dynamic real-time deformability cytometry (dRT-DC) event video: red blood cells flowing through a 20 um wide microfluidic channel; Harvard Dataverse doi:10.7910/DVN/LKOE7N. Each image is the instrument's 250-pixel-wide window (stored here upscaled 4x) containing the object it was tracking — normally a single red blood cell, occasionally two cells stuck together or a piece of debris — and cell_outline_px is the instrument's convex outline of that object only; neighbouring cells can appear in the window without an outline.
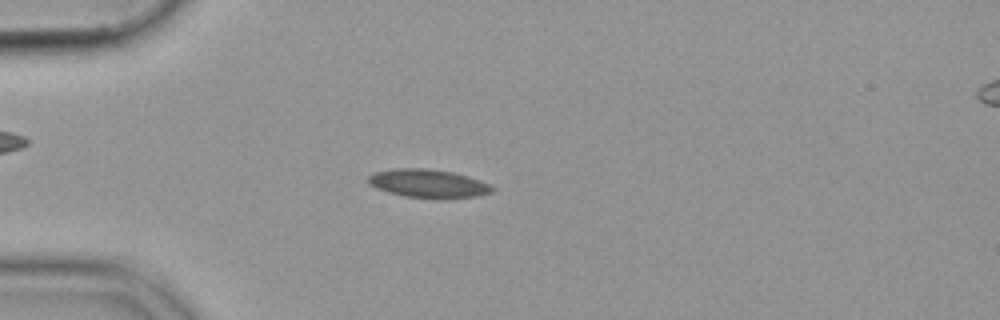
{"species": "common noctule bat (a hibernating species)", "species_latin": "Nyctalus noctula", "temperature_condition": "cold", "stored_images_in_passage": 55, "camera_frame_rate_fps": 3000, "um_per_image_px": 0.085, "animal": {"sex": "female", "body_mass_g": 19.9}, "frame": {"image": 1, "passage_image": 15, "time_ms": 4.667, "image_size_px": [1000, 320], "cell_outline_px": [[496, 188], [492, 192], [480, 196], [404, 196], [388, 192], [376, 188], [368, 184], [368, 176], [372, 172], [396, 168], [428, 168], [452, 172], [468, 176], [492, 184]], "centroid_in_image_um": [36.38, 15.55], "position_along_channel_um": 48.6, "area_um2": 20.06}}
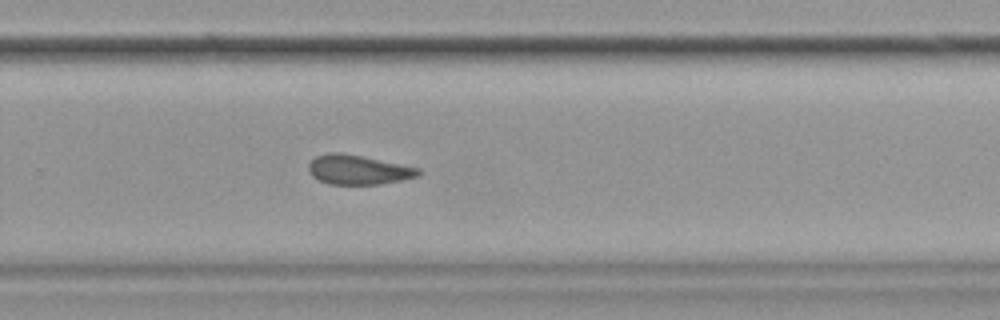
{"frame": {"image": 2, "passage_image": 37, "time_ms": 12.0, "image_size_px": [1000, 320], "cell_outline_px": [[420, 176], [380, 184], [328, 184], [312, 176], [308, 172], [308, 164], [316, 156], [328, 152], [340, 152], [420, 168]], "centroid_in_image_um": [30.41, 14.43], "position_along_channel_um": 299.4, "area_um2": 18.73}}
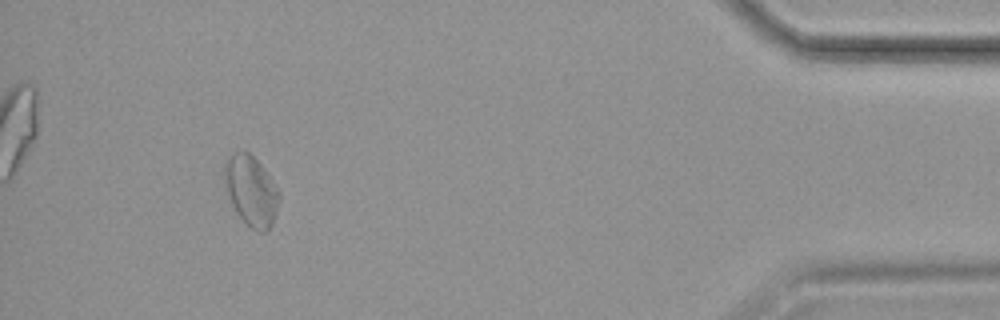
{"frame": {"image": 3, "passage_image": 51, "time_ms": 16.667, "image_size_px": [1000, 320], "cell_outline_px": [[280, 196], [276, 212], [272, 224], [264, 232], [260, 232], [252, 228], [236, 212], [232, 204], [224, 180], [224, 164], [228, 156], [232, 152], [240, 148], [244, 148], [260, 164], [280, 192]], "centroid_in_image_um": [21.33, 16.15], "position_along_channel_um": 413.9, "area_um2": 22.14}}